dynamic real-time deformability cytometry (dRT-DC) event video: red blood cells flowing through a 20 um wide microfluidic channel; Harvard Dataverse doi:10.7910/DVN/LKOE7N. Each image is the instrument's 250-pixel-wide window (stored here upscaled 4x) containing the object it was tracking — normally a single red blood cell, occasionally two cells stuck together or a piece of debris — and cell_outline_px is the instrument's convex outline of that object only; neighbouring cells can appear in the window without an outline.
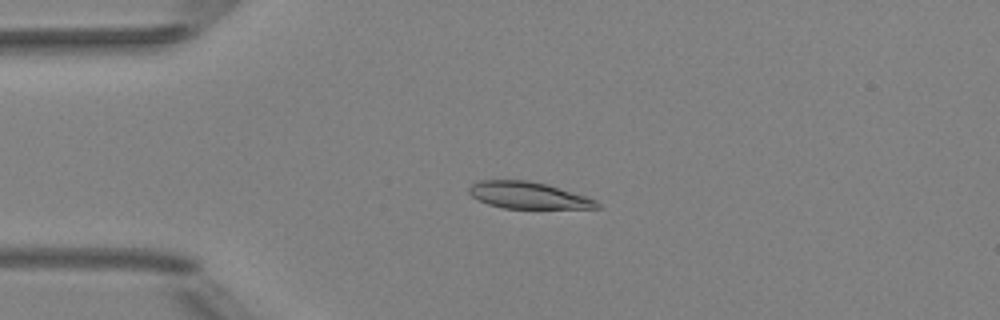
{"species": "Egyptian fruit bat (a non-hibernating species)", "species_latin": "Rousettus aegyptiacus", "temperature_condition": "room temperature", "stored_images_in_passage": 3, "camera_frame_rate_fps": 3000, "um_per_image_px": 0.085, "animal": {"sex": "female"}, "frame": {"image": 1, "passage_image": 2, "time_ms": 2.0, "image_size_px": [1000, 320], "cell_outline_px": [[604, 208], [504, 208], [488, 204], [472, 196], [468, 192], [468, 188], [476, 180], [528, 180], [548, 184], [588, 196], [596, 200]], "centroid_in_image_um": [44.93, 16.59], "position_along_channel_um": 40.1, "area_um2": 20.11}}